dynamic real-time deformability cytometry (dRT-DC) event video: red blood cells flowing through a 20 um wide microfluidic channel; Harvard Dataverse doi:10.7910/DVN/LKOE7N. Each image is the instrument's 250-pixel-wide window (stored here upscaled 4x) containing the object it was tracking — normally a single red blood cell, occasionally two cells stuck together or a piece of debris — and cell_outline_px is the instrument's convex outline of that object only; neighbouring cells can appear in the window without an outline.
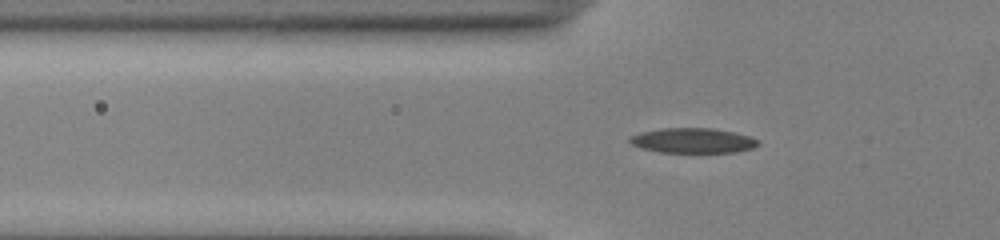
{"species": "common noctule bat (a hibernating species)", "species_latin": "Nyctalus noctula", "temperature_condition": "cold", "stored_images_in_passage": 22, "camera_frame_rate_fps": 3000, "um_per_image_px": 0.085, "animal": {"sex": "male", "body_mass_g": 13.0, "forearm_length_mm": 53.1}, "frame": {"image": 1, "passage_image": 19, "time_ms": 6.0, "image_size_px": [1000, 240], "cell_outline_px": [[760, 144], [752, 148], [736, 152], [660, 152], [640, 148], [632, 144], [628, 140], [628, 136], [640, 132], [660, 128], [712, 128], [732, 132], [748, 136], [760, 140]], "centroid_in_image_um": [58.85, 11.94], "position_along_channel_um": 66.9, "area_um2": 18.73}}
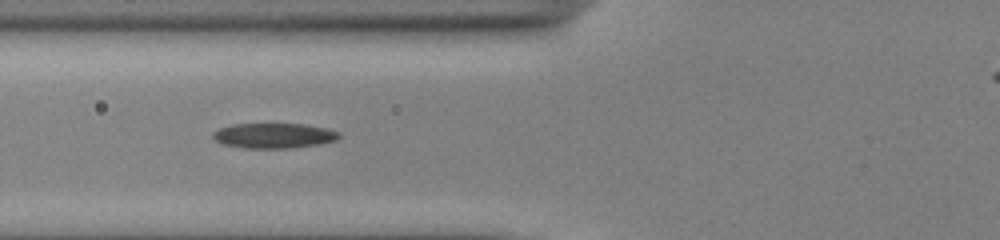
{"frame": {"image": 2, "passage_image": 22, "time_ms": 7.0, "image_size_px": [1000, 240], "cell_outline_px": [[340, 136], [336, 140], [320, 144], [288, 148], [244, 148], [224, 144], [216, 140], [212, 136], [212, 132], [220, 128], [232, 124], [304, 124], [324, 128], [340, 132]], "centroid_in_image_um": [23.27, 11.53], "position_along_channel_um": 102.5, "area_um2": 18.32}}